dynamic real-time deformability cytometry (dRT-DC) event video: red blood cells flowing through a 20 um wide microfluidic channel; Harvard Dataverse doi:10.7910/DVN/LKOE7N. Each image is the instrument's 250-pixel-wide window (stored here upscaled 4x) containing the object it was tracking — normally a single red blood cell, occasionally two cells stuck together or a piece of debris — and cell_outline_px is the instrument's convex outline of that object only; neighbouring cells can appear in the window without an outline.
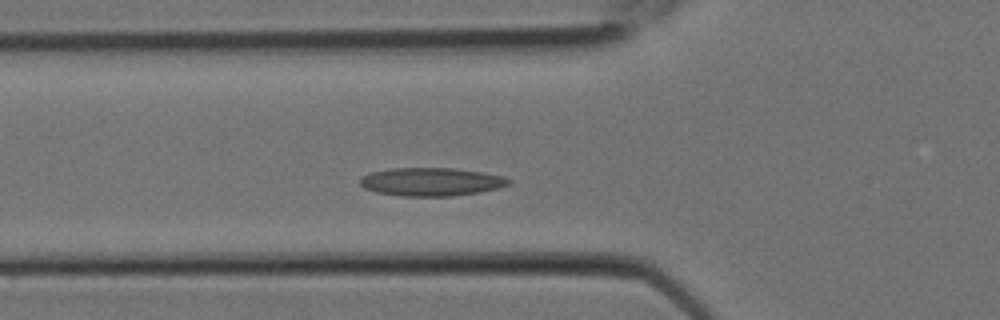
{"species": "Egyptian fruit bat (a non-hibernating species)", "species_latin": "Rousettus aegyptiacus", "temperature_condition": "room temperature", "stored_images_in_passage": 5, "camera_frame_rate_fps": 3000, "um_per_image_px": 0.085, "animal": {"sex": "female"}, "frame": {"image": 1, "passage_image": 5, "time_ms": 1.333, "image_size_px": [1000, 320], "cell_outline_px": [[512, 180], [508, 184], [500, 188], [480, 192], [452, 196], [400, 196], [376, 192], [364, 188], [360, 184], [360, 176], [372, 172], [392, 168], [452, 168], [480, 172], [504, 176]], "centroid_in_image_um": [36.65, 15.46], "position_along_channel_um": 89.2, "area_um2": 24.51}}